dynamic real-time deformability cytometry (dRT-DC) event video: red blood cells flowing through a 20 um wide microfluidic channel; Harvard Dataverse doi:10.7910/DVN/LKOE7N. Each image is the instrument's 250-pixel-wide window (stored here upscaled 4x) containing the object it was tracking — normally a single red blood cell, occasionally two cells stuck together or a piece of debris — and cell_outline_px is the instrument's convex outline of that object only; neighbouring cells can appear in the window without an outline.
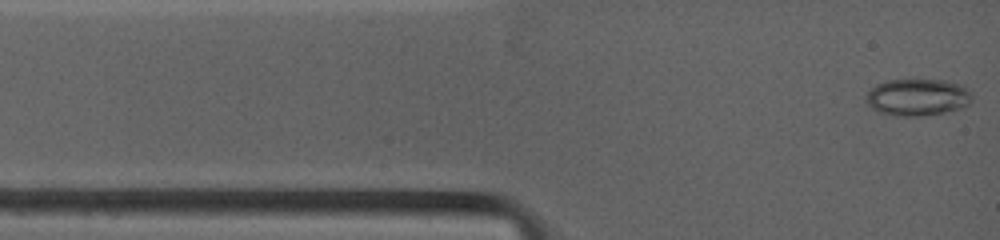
{"species": "common noctule bat (a hibernating species)", "species_latin": "Nyctalus noctula", "temperature_condition": "warm", "stored_images_in_passage": 16, "camera_frame_rate_fps": 4500, "um_per_image_px": 0.085, "animal": {"sex": "female", "body_mass_g": 19.0, "forearm_length_mm": 53.3}, "frame": {"image": 1, "passage_image": 1, "time_ms": 0.0, "image_size_px": [1000, 240], "cell_outline_px": [[972, 100], [968, 104], [960, 108], [944, 112], [920, 116], [892, 116], [880, 112], [872, 108], [864, 100], [864, 96], [876, 84], [888, 80], [944, 80], [960, 84], [972, 96]], "centroid_in_image_um": [77.94, 8.27], "position_along_channel_um": 7.1, "area_um2": 22.72}}
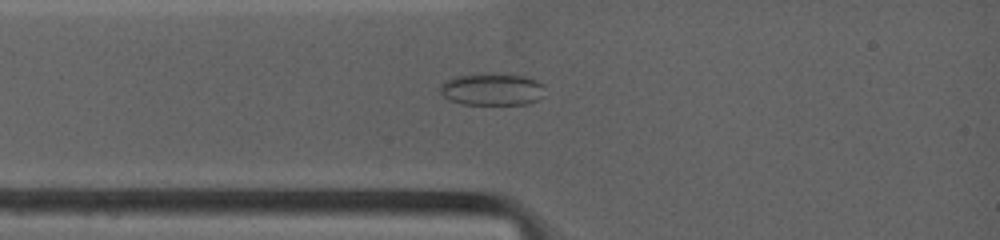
{"frame": {"image": 2, "passage_image": 13, "time_ms": 2.0, "image_size_px": [1000, 240], "cell_outline_px": [[540, 84], [536, 100], [528, 104], [460, 104], [448, 100], [440, 92], [440, 84], [452, 76], [484, 72], [492, 72], [528, 76], [536, 80]], "centroid_in_image_um": [41.68, 7.55], "position_along_channel_um": 43.3, "area_um2": 19.71}}